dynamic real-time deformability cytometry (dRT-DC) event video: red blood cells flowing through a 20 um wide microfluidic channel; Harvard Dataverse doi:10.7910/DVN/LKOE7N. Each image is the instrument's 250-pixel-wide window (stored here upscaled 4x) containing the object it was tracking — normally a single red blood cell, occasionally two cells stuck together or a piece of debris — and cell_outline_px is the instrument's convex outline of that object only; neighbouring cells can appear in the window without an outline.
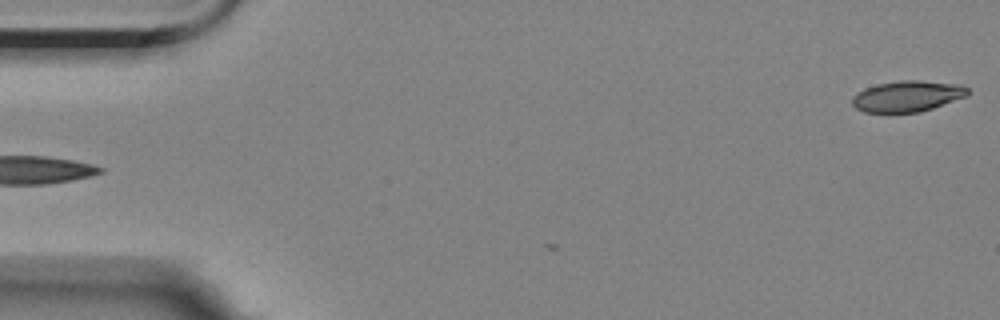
{"species": "Egyptian fruit bat (a non-hibernating species)", "species_latin": "Rousettus aegyptiacus", "temperature_condition": "room temperature", "stored_images_in_passage": 2, "camera_frame_rate_fps": 3000, "um_per_image_px": 0.085, "animal": {"sex": "female"}, "frame": {"image": 1, "passage_image": 2, "time_ms": 1.0, "image_size_px": [1000, 320], "cell_outline_px": [[968, 96], [920, 112], [864, 112], [856, 108], [852, 104], [852, 96], [864, 88], [876, 84], [900, 80], [920, 80], [960, 84], [968, 88]], "centroid_in_image_um": [77.12, 8.17], "position_along_channel_um": 7.9, "area_um2": 20.92}}